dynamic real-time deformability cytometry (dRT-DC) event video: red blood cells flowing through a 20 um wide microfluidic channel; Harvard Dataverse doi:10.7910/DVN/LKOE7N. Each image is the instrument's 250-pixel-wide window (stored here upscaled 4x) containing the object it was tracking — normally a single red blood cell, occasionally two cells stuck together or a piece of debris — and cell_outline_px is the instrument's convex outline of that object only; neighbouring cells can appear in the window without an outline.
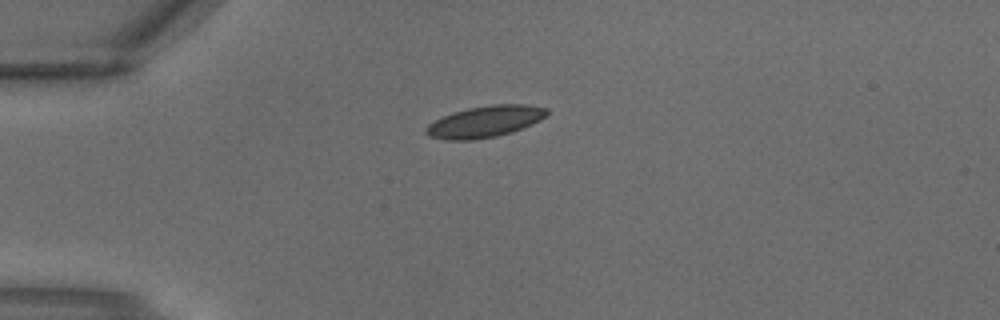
{"species": "common noctule bat (a hibernating species)", "species_latin": "Nyctalus noctula", "temperature_condition": "warm", "stored_images_in_passage": 1, "camera_frame_rate_fps": 3000, "um_per_image_px": 0.085, "animal": {"sex": "male", "body_mass_g": 18.8}, "frame": {"image": 1, "passage_image": 1, "time_ms": 0.0, "image_size_px": [1000, 320], "cell_outline_px": [[548, 112], [540, 120], [532, 124], [512, 132], [496, 136], [472, 140], [444, 140], [428, 136], [424, 132], [424, 128], [428, 124], [452, 112], [468, 108], [492, 104], [524, 104], [548, 108]], "centroid_in_image_um": [41.19, 10.34], "position_along_channel_um": 43.8, "area_um2": 22.2}}